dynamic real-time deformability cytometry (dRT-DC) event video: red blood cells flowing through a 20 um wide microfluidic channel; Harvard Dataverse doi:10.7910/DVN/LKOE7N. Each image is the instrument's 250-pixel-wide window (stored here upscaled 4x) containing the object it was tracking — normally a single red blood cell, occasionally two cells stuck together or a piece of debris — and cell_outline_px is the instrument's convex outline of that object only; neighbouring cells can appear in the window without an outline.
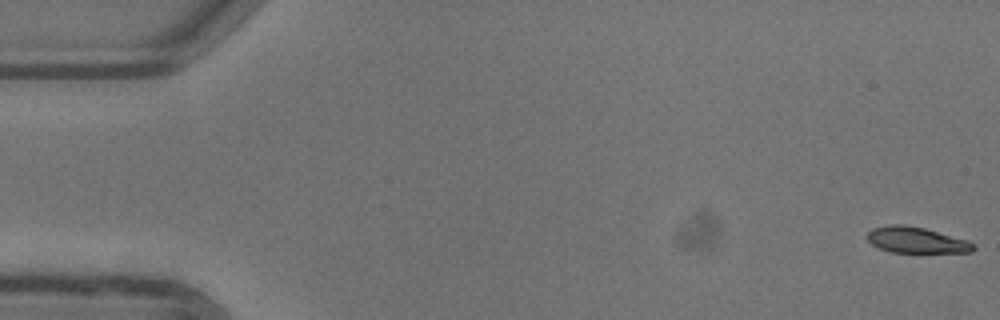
{"species": "common noctule bat (a hibernating species)", "species_latin": "Nyctalus noctula", "temperature_condition": "warm", "stored_images_in_passage": 53, "camera_frame_rate_fps": 3000, "um_per_image_px": 0.085, "animal": {"sex": "female"}, "frame": {"image": 1, "passage_image": 1, "time_ms": 0.0, "image_size_px": [1000, 320], "cell_outline_px": [[976, 248], [972, 252], [892, 252], [880, 248], [872, 244], [868, 240], [868, 232], [872, 228], [888, 224], [904, 224], [924, 228], [964, 240], [972, 244]], "centroid_in_image_um": [77.83, 20.4], "position_along_channel_um": 7.2, "area_um2": 15.72}}
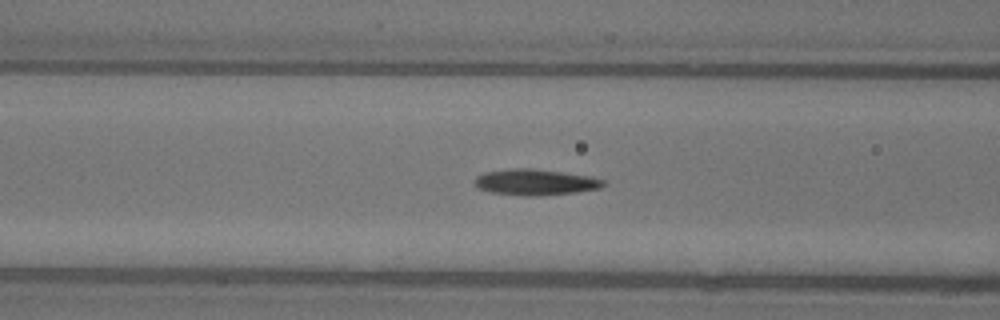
{"frame": {"image": 2, "passage_image": 21, "time_ms": 6.667, "image_size_px": [1000, 320], "cell_outline_px": [[604, 184], [600, 188], [576, 192], [532, 196], [524, 196], [492, 192], [480, 188], [476, 184], [476, 176], [484, 172], [512, 168], [528, 168], [592, 176], [604, 180]], "centroid_in_image_um": [45.52, 15.48], "position_along_channel_um": 121.1, "area_um2": 19.19}}
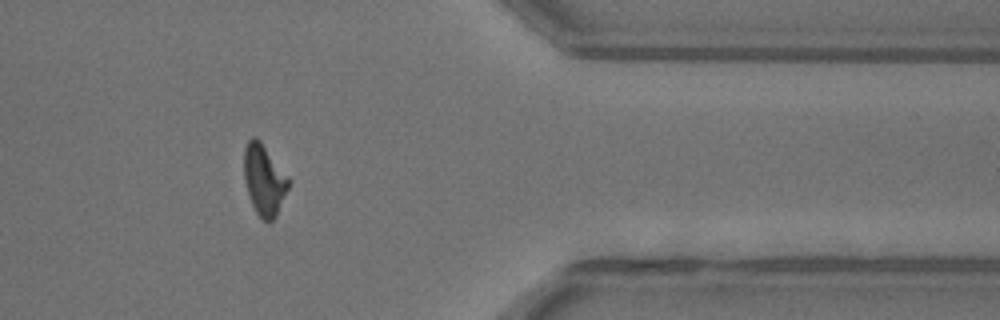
{"frame": {"image": 3, "passage_image": 43, "time_ms": 14.0, "image_size_px": [1000, 320], "cell_outline_px": [[288, 188], [276, 216], [268, 224], [256, 212], [252, 204], [244, 180], [244, 148], [248, 140], [252, 136], [256, 136], [260, 140], [288, 176]], "centroid_in_image_um": [22.43, 15.27], "position_along_channel_um": 389.0, "area_um2": 18.21}}